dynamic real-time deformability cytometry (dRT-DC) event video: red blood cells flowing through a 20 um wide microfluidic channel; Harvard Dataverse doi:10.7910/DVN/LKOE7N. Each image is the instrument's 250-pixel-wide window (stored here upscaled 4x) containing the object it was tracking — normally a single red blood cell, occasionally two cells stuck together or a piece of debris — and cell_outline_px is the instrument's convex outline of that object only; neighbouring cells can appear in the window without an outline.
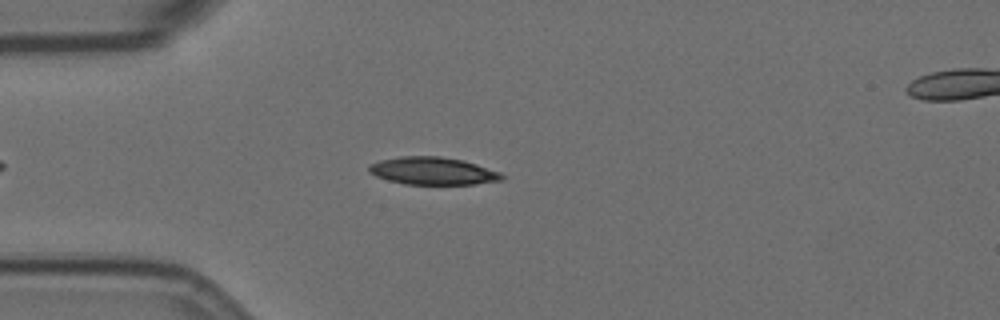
{"species": "Egyptian fruit bat (a non-hibernating species)", "species_latin": "Rousettus aegyptiacus", "temperature_condition": "room temperature", "stored_images_in_passage": 8, "camera_frame_rate_fps": 3000, "um_per_image_px": 0.085, "animal": {"sex": "female"}, "frame": {"image": 1, "passage_image": 5, "time_ms": 1.333, "image_size_px": [1000, 320], "cell_outline_px": [[504, 180], [476, 184], [404, 184], [388, 180], [376, 176], [368, 172], [368, 168], [372, 164], [380, 160], [400, 156], [440, 156], [464, 160], [500, 172], [504, 176]], "centroid_in_image_um": [36.8, 14.53], "position_along_channel_um": 48.2, "area_um2": 21.39}}